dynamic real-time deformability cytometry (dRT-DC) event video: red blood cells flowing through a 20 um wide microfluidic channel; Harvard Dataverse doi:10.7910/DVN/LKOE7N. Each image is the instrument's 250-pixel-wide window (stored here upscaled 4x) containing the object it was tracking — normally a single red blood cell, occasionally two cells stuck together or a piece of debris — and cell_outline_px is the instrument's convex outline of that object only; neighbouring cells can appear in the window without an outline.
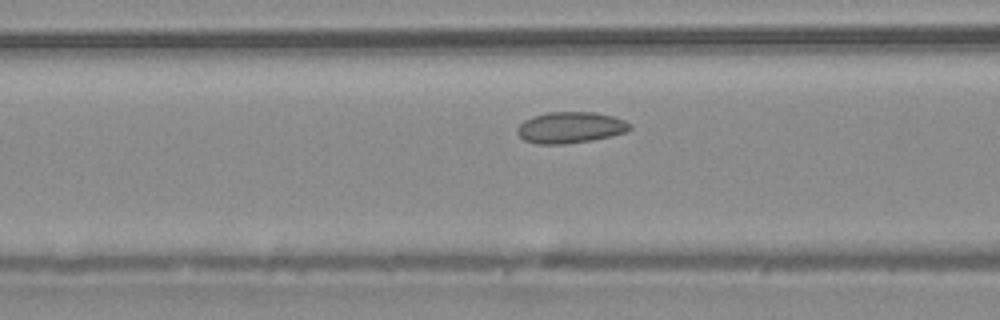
{"species": "common noctule bat (a hibernating species)", "species_latin": "Nyctalus noctula", "temperature_condition": "warm", "stored_images_in_passage": 48, "camera_frame_rate_fps": 3000, "um_per_image_px": 0.085, "animal": {"sex": "male", "body_mass_g": 20.4}, "frame": {"image": 1, "passage_image": 18, "time_ms": 5.667, "image_size_px": [1000, 320], "cell_outline_px": [[632, 128], [628, 132], [612, 136], [592, 140], [564, 144], [536, 144], [524, 140], [516, 132], [516, 128], [524, 120], [532, 116], [548, 112], [592, 112], [612, 116], [624, 120], [632, 124]], "centroid_in_image_um": [48.49, 10.84], "position_along_channel_um": 118.1, "area_um2": 20.69}}
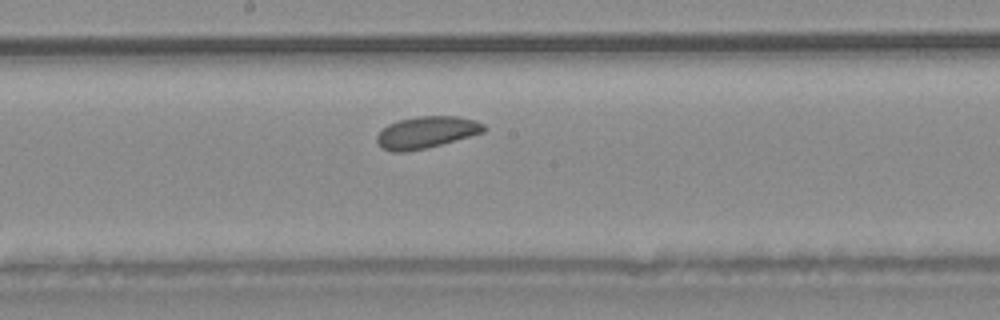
{"frame": {"image": 2, "passage_image": 25, "time_ms": 8.0, "image_size_px": [1000, 320], "cell_outline_px": [[488, 128], [484, 132], [440, 144], [408, 152], [392, 152], [384, 148], [376, 140], [376, 136], [388, 124], [400, 120], [420, 116], [456, 116], [476, 120], [484, 124]], "centroid_in_image_um": [36.27, 11.24], "position_along_channel_um": 211.9, "area_um2": 19.59}}
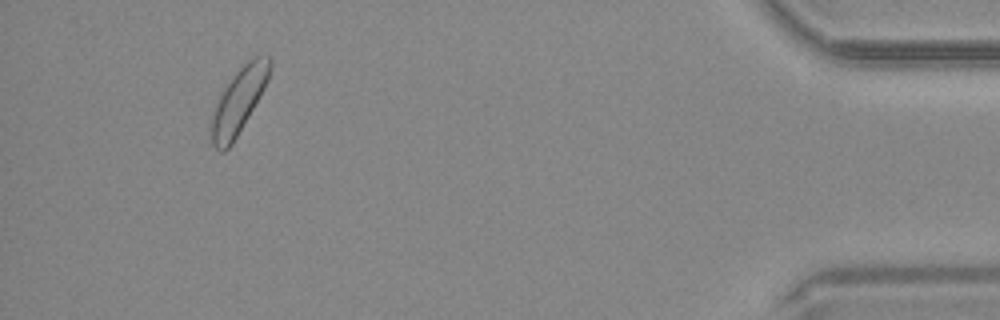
{"frame": {"image": 3, "passage_image": 45, "time_ms": 14.667, "image_size_px": [1000, 320], "cell_outline_px": [[272, 68], [268, 80], [260, 96], [232, 144], [224, 152], [220, 152], [212, 144], [208, 128], [212, 112], [224, 84], [252, 56], [268, 56], [272, 60]], "centroid_in_image_um": [20.25, 8.58], "position_along_channel_um": 415.0, "area_um2": 22.66}, "authors_computed_cell_mechanics": {"area_um2": 20.6924, "velocity_mm_per_s": 4.0213, "shape_relaxation_time_tau1_ms": 3.4578, "shape_relaxation_time_tau2_ms": 6.2028, "deformation_change_tau1": 0.0521, "deformation_change_tau2": 0.1147}}